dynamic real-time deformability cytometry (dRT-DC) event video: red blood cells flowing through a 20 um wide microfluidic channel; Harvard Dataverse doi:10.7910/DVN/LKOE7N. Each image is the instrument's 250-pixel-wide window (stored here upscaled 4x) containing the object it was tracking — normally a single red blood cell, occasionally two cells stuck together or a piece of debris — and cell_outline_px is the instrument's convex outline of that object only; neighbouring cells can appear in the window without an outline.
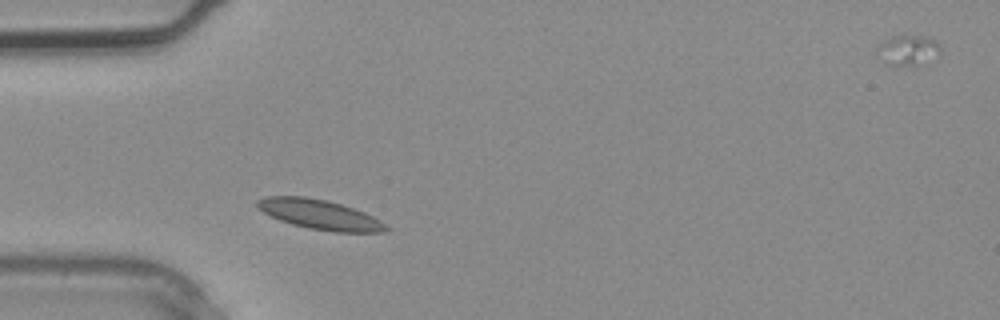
{"species": "common noctule bat (a hibernating species)", "species_latin": "Nyctalus noctula", "temperature_condition": "warm", "stored_images_in_passage": 5, "camera_frame_rate_fps": 3000, "um_per_image_px": 0.085, "animal": {"sex": "male", "body_mass_g": 20.4}, "frame": {"image": 1, "passage_image": 4, "time_ms": 1.0, "image_size_px": [1000, 320], "cell_outline_px": [[392, 228], [384, 232], [332, 232], [308, 228], [292, 224], [280, 220], [264, 212], [256, 204], [256, 200], [264, 196], [304, 196], [328, 200], [364, 212], [380, 220]], "centroid_in_image_um": [27.2, 18.24], "position_along_channel_um": 57.8, "area_um2": 22.31}}